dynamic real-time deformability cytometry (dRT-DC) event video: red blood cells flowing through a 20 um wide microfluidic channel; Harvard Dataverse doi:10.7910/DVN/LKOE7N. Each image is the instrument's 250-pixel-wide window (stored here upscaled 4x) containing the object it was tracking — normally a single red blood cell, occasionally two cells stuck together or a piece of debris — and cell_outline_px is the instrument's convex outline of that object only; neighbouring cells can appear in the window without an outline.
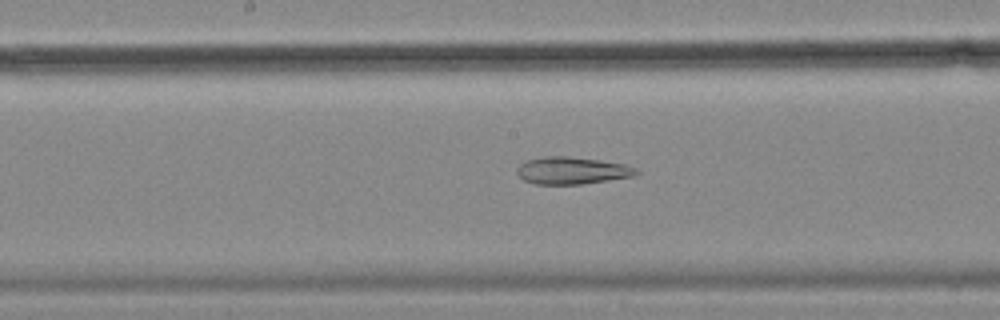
{"species": "common noctule bat (a hibernating species)", "species_latin": "Nyctalus noctula", "temperature_condition": "cold", "stored_images_in_passage": 58, "camera_frame_rate_fps": 3000, "um_per_image_px": 0.085, "animal": {"sex": "female", "body_mass_g": 18.4}, "frame": {"image": 1, "passage_image": 30, "time_ms": 9.667, "image_size_px": [1000, 320], "cell_outline_px": [[640, 172], [636, 176], [580, 184], [536, 184], [524, 180], [516, 172], [516, 168], [520, 164], [528, 160], [544, 156], [568, 156], [600, 160], [624, 164], [636, 168]], "centroid_in_image_um": [48.63, 14.49], "position_along_channel_um": 199.6, "area_um2": 18.9}}
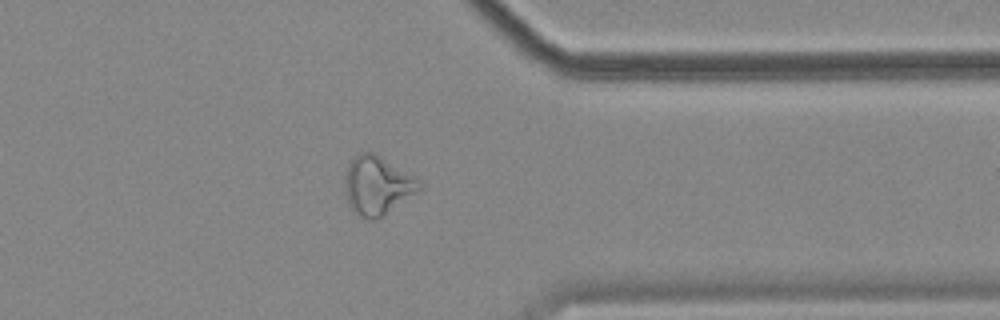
{"frame": {"image": 2, "passage_image": 46, "time_ms": 15.0, "image_size_px": [1000, 320], "cell_outline_px": [[420, 188], [416, 192], [384, 216], [376, 220], [372, 220], [360, 216], [352, 212], [348, 204], [344, 176], [348, 164], [360, 152], [372, 152], [380, 156], [412, 176], [420, 184]], "centroid_in_image_um": [32.01, 15.79], "position_along_channel_um": 379.4, "area_um2": 24.91}}
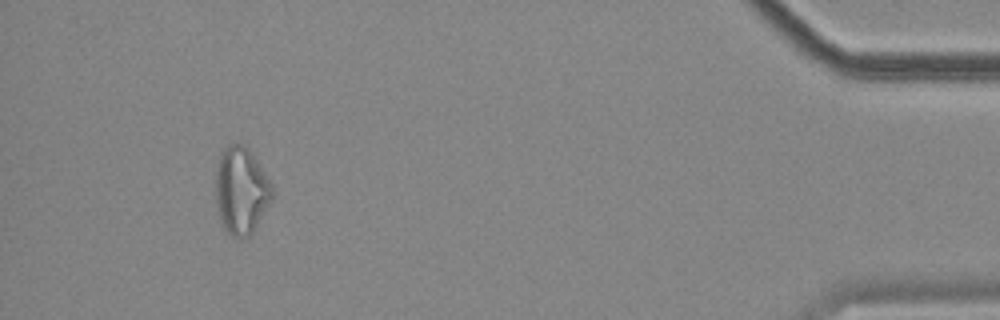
{"frame": {"image": 3, "passage_image": 54, "time_ms": 17.667, "image_size_px": [1000, 320], "cell_outline_px": [[272, 200], [252, 232], [248, 236], [232, 236], [224, 228], [220, 220], [216, 204], [216, 168], [220, 152], [228, 144], [244, 144], [252, 152], [272, 184]], "centroid_in_image_um": [20.49, 16.15], "position_along_channel_um": 414.7, "area_um2": 28.61}, "authors_computed_cell_mechanics": {"area_um2": 26.1834, "velocity_mm_per_s": 3.4994, "shape_relaxation_time_tau1_ms": null, "shape_relaxation_time_tau2_ms": 10.1355, "deformation_change_tau1": null, "deformation_change_tau2": 0.2319}}